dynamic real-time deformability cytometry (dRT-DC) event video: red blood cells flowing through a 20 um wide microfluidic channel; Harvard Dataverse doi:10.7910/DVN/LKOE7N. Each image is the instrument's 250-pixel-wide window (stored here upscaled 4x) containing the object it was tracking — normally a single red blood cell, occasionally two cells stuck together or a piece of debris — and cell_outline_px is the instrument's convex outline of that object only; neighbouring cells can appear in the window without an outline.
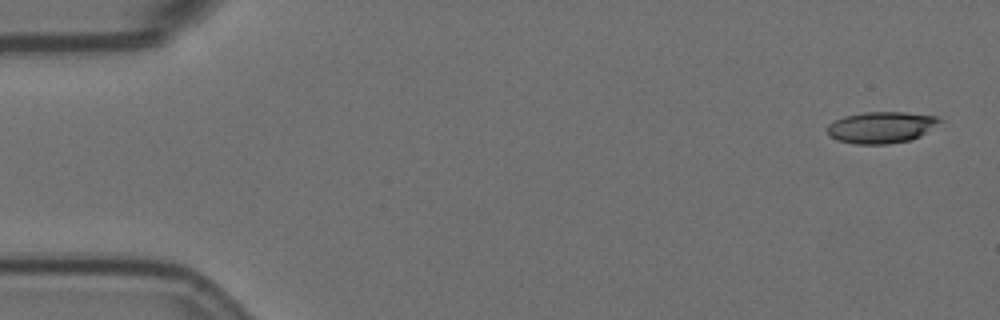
{"species": "Egyptian fruit bat (a non-hibernating species)", "species_latin": "Rousettus aegyptiacus", "temperature_condition": "room temperature", "stored_images_in_passage": 9, "camera_frame_rate_fps": 3000, "um_per_image_px": 0.085, "animal": {"sex": "female"}, "frame": {"image": 1, "passage_image": 1, "time_ms": 0.0, "image_size_px": [1000, 320], "cell_outline_px": [[944, 120], [920, 136], [908, 140], [888, 144], [856, 144], [836, 140], [828, 136], [828, 124], [844, 116], [864, 112], [904, 112], [936, 116]], "centroid_in_image_um": [74.89, 10.82], "position_along_channel_um": 10.1, "area_um2": 20.58}}